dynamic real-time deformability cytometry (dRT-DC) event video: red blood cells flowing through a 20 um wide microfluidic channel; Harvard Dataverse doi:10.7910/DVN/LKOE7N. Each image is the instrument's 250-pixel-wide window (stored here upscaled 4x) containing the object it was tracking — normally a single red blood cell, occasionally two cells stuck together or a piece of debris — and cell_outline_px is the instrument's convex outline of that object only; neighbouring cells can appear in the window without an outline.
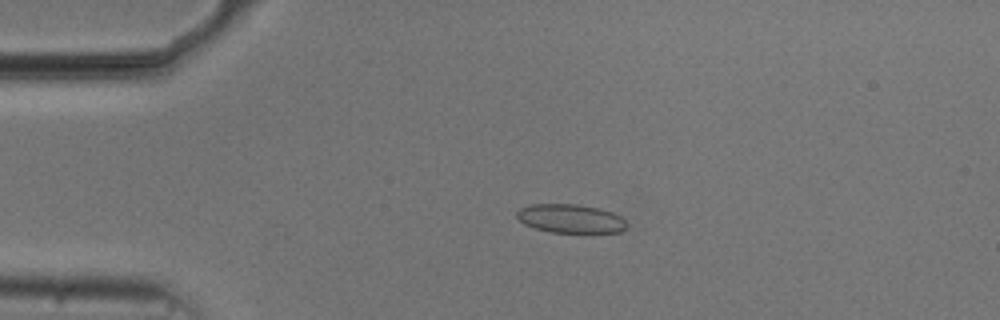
{"species": "common noctule bat (a hibernating species)", "species_latin": "Nyctalus noctula", "temperature_condition": "cold", "stored_images_in_passage": 54, "camera_frame_rate_fps": 3000, "um_per_image_px": 0.085, "animal": {"sex": "male", "body_mass_g": 20.5, "forearm_length_mm": 52.5}, "frame": {"image": 1, "passage_image": 12, "time_ms": 3.667, "image_size_px": [1000, 320], "cell_outline_px": [[628, 224], [620, 232], [552, 232], [536, 228], [524, 224], [516, 216], [516, 212], [520, 208], [532, 204], [576, 204], [596, 208], [612, 212], [620, 216]], "centroid_in_image_um": [48.48, 18.57], "position_along_channel_um": 36.5, "area_um2": 18.15}}
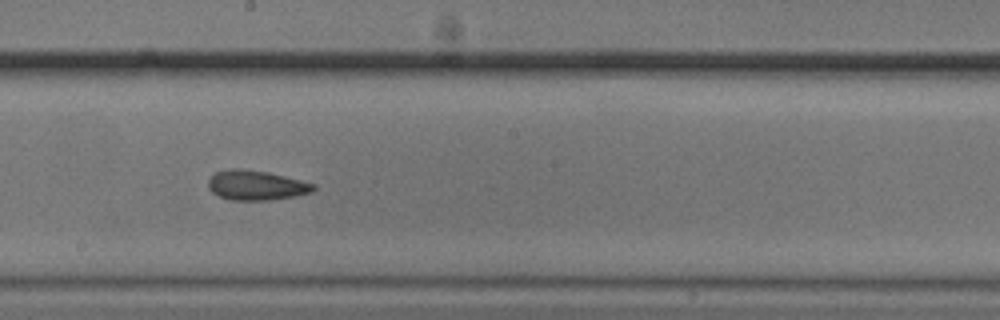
{"frame": {"image": 2, "passage_image": 30, "time_ms": 9.667, "image_size_px": [1000, 320], "cell_outline_px": [[316, 188], [312, 192], [296, 196], [268, 200], [232, 200], [220, 196], [212, 192], [208, 188], [208, 180], [216, 172], [232, 168], [240, 168], [268, 172], [316, 184]], "centroid_in_image_um": [21.79, 15.75], "position_along_channel_um": 226.4, "area_um2": 18.21}}
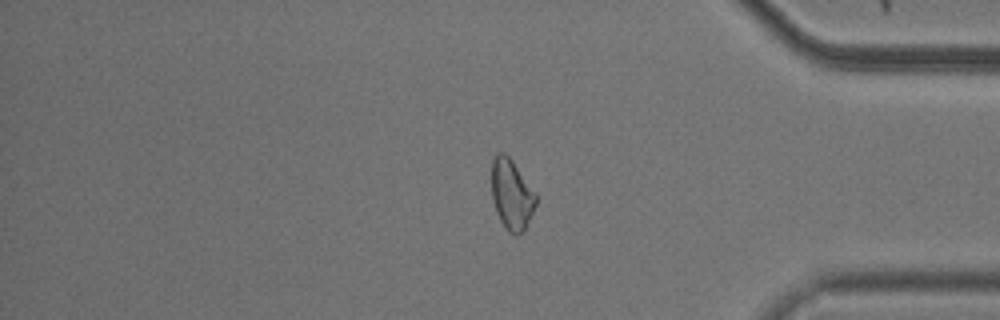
{"frame": {"image": 3, "passage_image": 45, "time_ms": 14.667, "image_size_px": [1000, 320], "cell_outline_px": [[536, 204], [524, 232], [516, 236], [508, 232], [500, 220], [496, 212], [492, 200], [492, 160], [496, 152], [504, 152], [512, 160], [536, 192]], "centroid_in_image_um": [43.49, 16.54], "position_along_channel_um": 391.7, "area_um2": 18.38}, "authors_computed_cell_mechanics": {"area_um2": 18.4382, "velocity_mm_per_s": 3.7459, "shape_relaxation_time_tau1_ms": null, "shape_relaxation_time_tau2_ms": 3.6148, "deformation_change_tau1": null, "deformation_change_tau2": 0.1077}}